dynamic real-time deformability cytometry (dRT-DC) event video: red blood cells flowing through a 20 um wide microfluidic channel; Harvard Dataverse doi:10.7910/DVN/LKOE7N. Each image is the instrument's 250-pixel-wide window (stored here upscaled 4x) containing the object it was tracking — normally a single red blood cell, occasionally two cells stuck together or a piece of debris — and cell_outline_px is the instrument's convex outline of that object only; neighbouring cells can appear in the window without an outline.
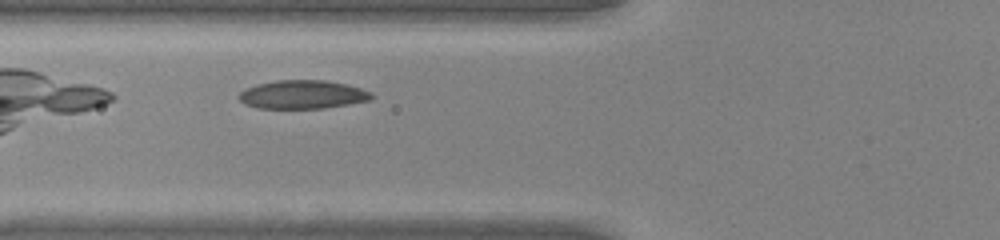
{"species": "common noctule bat (a hibernating species)", "species_latin": "Nyctalus noctula", "temperature_condition": "warm", "stored_images_in_passage": 27, "camera_frame_rate_fps": 3000, "um_per_image_px": 0.085, "animal": {"sex": "male", "body_mass_g": 20.0, "forearm_length_mm": 53.3}, "frame": {"image": 1, "passage_image": 3, "time_ms": 0.667, "image_size_px": [1000, 240], "cell_outline_px": [[372, 100], [324, 108], [256, 108], [244, 104], [236, 96], [244, 88], [256, 84], [276, 80], [324, 80], [348, 84], [372, 92]], "centroid_in_image_um": [25.69, 8.03], "position_along_channel_um": 100.1, "area_um2": 22.25}}
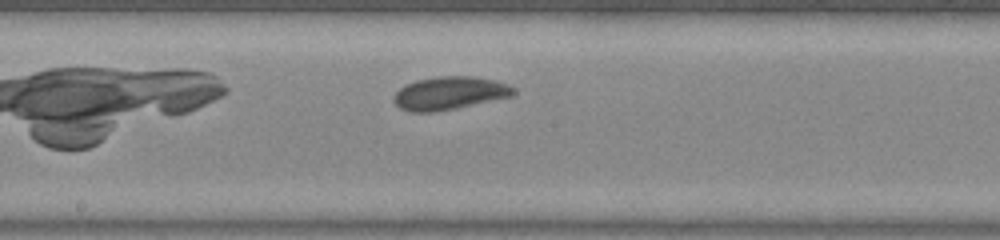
{"frame": {"image": 2, "passage_image": 11, "time_ms": 3.333, "image_size_px": [1000, 240], "cell_outline_px": [[516, 92], [512, 96], [456, 108], [436, 112], [408, 112], [400, 108], [392, 100], [396, 92], [404, 84], [416, 80], [440, 76], [476, 76], [496, 80], [508, 84], [516, 88]], "centroid_in_image_um": [38.21, 7.91], "position_along_channel_um": 210.0, "area_um2": 23.29}}
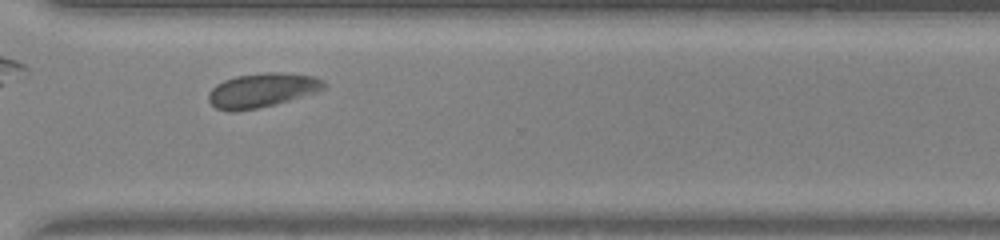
{"frame": {"image": 3, "passage_image": 21, "time_ms": 6.667, "image_size_px": [1000, 240], "cell_outline_px": [[328, 84], [320, 92], [276, 104], [236, 112], [228, 112], [216, 108], [208, 100], [208, 92], [216, 84], [224, 80], [236, 76], [264, 72], [280, 72], [312, 76], [324, 80]], "centroid_in_image_um": [22.29, 7.68], "position_along_channel_um": 348.3, "area_um2": 23.35}, "authors_computed_cell_mechanics": {"area_um2": 22.4264, "velocity_mm_per_s": 4.1364, "shape_relaxation_time_tau1_ms": 1.7485, "shape_relaxation_time_tau2_ms": 1.4087, "deformation_change_tau1": 0.0709, "deformation_change_tau2": 0.0452}}